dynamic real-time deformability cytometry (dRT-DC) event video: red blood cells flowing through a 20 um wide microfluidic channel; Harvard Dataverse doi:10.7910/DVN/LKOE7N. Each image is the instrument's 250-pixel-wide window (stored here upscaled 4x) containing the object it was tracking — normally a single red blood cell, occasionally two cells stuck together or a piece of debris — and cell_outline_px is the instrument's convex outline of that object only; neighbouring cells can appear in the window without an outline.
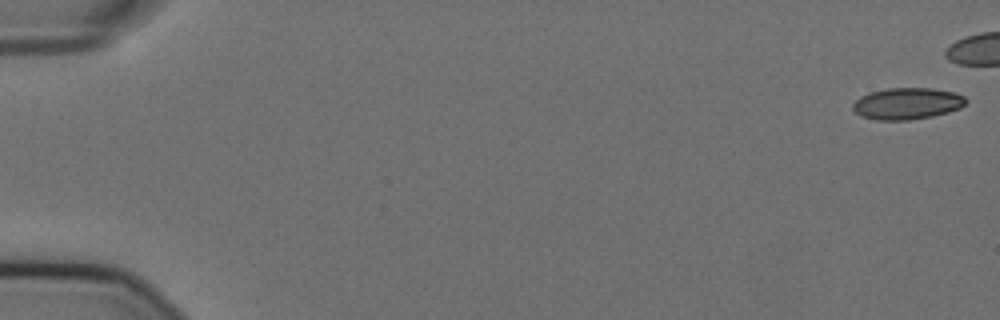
{"species": "Egyptian fruit bat (a non-hibernating species)", "species_latin": "Rousettus aegyptiacus", "temperature_condition": "cold", "stored_images_in_passage": 13, "camera_frame_rate_fps": 3000, "um_per_image_px": 0.085, "animal": {"sex": "female"}, "frame": {"image": 1, "passage_image": 1, "time_ms": 0.0, "image_size_px": [1000, 320], "cell_outline_px": [[968, 100], [960, 108], [948, 112], [932, 116], [908, 120], [876, 120], [860, 116], [852, 108], [852, 104], [860, 96], [868, 92], [888, 88], [932, 88], [952, 92], [964, 96]], "centroid_in_image_um": [77.08, 8.8], "position_along_channel_um": 7.9, "area_um2": 20.87}}